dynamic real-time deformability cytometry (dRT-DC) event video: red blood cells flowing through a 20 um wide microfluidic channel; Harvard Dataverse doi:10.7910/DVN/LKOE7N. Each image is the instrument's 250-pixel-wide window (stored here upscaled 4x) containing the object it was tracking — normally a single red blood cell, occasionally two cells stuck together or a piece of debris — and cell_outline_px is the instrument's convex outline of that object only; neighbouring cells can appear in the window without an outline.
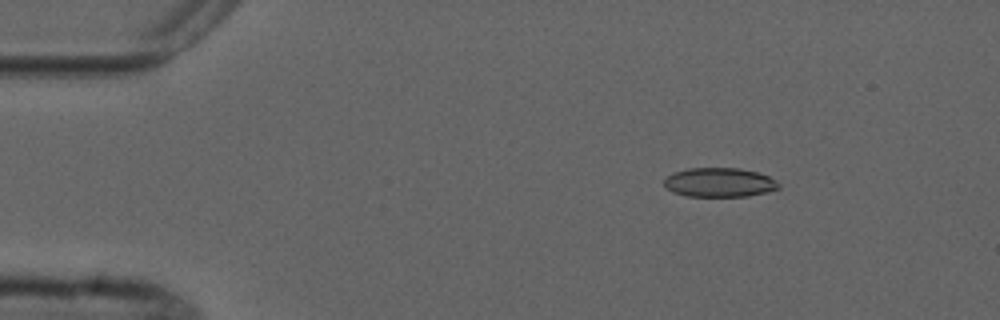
{"species": "common noctule bat (a hibernating species)", "species_latin": "Nyctalus noctula", "temperature_condition": "cold", "stored_images_in_passage": 4, "camera_frame_rate_fps": 3000, "um_per_image_px": 0.085, "animal": {"sex": "male", "forearm_length_mm": 52.5}, "frame": {"image": 1, "passage_image": 2, "time_ms": 1.0, "image_size_px": [1000, 320], "cell_outline_px": [[780, 188], [748, 196], [688, 196], [672, 192], [664, 184], [664, 180], [672, 172], [688, 168], [740, 168], [756, 172], [768, 176], [776, 180], [780, 184]], "centroid_in_image_um": [61.14, 15.5], "position_along_channel_um": 23.9, "area_um2": 19.42}}
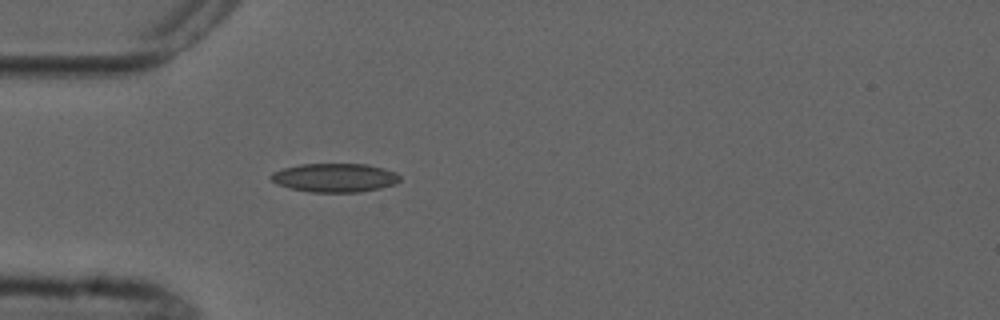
{"frame": {"image": 2, "passage_image": 4, "time_ms": 3.667, "image_size_px": [1000, 320], "cell_outline_px": [[400, 180], [396, 184], [380, 188], [360, 192], [308, 192], [276, 184], [268, 176], [272, 172], [284, 168], [300, 164], [368, 164], [384, 168], [396, 172], [400, 176]], "centroid_in_image_um": [28.46, 15.1], "position_along_channel_um": 56.5, "area_um2": 21.73}}